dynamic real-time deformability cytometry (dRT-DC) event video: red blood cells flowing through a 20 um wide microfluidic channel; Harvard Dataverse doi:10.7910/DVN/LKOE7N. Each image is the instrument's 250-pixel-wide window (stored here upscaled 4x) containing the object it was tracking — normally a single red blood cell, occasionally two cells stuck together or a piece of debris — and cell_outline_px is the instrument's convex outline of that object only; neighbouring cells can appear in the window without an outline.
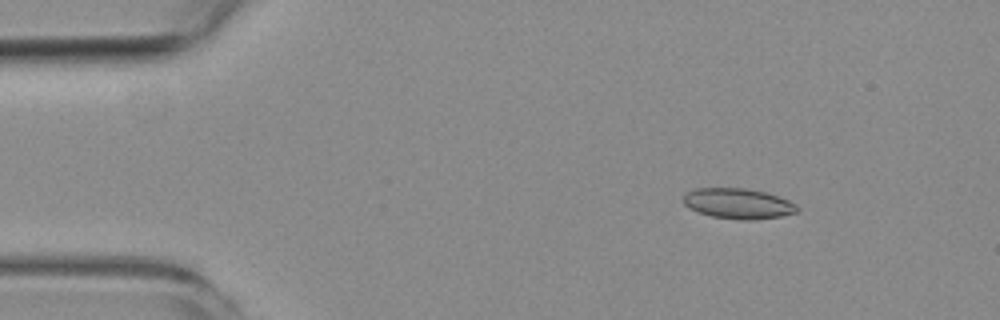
{"species": "common noctule bat (a hibernating species)", "species_latin": "Nyctalus noctula", "temperature_condition": "room temperature", "stored_images_in_passage": 4, "camera_frame_rate_fps": 3000, "um_per_image_px": 0.085, "animal": {"sex": "female", "body_mass_g": 19.3, "forearm_length_mm": 54.1}, "frame": {"image": 1, "passage_image": 3, "time_ms": 2.333, "image_size_px": [1000, 320], "cell_outline_px": [[800, 208], [796, 212], [780, 216], [756, 220], [740, 220], [712, 216], [700, 212], [684, 204], [684, 196], [688, 192], [696, 188], [744, 188], [764, 192], [788, 200], [796, 204]], "centroid_in_image_um": [62.77, 17.31], "position_along_channel_um": 22.2, "area_um2": 19.88}}